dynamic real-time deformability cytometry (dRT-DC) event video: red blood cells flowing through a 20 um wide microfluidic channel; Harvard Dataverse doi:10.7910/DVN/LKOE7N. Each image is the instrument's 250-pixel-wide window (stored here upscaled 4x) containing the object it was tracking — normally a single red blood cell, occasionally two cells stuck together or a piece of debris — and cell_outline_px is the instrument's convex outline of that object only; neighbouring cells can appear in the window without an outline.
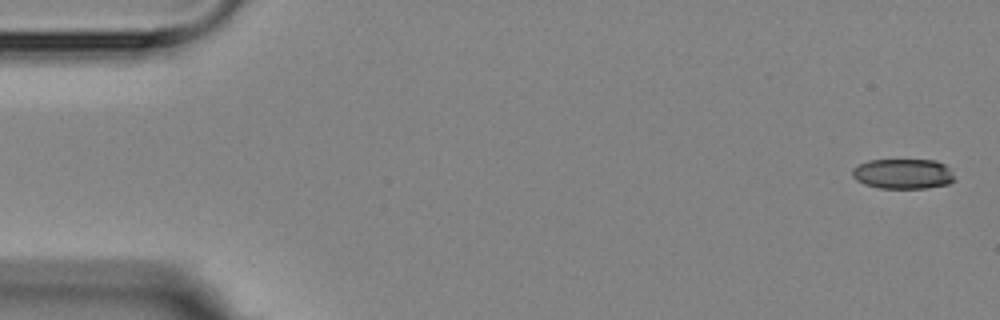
{"species": "Egyptian fruit bat (a non-hibernating species)", "species_latin": "Rousettus aegyptiacus", "temperature_condition": "room temperature", "stored_images_in_passage": 6, "camera_frame_rate_fps": 3000, "um_per_image_px": 0.085, "animal": {"sex": "female"}, "frame": {"image": 1, "passage_image": 1, "time_ms": 0.0, "image_size_px": [1000, 320], "cell_outline_px": [[956, 180], [948, 184], [928, 188], [880, 188], [864, 184], [856, 180], [852, 176], [852, 168], [868, 160], [936, 160], [952, 168]], "centroid_in_image_um": [76.8, 14.77], "position_along_channel_um": 8.2, "area_um2": 18.21}}
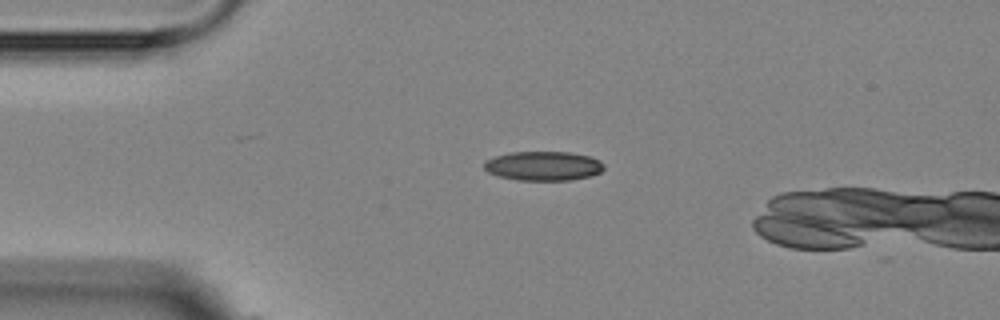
{"frame": {"image": 2, "passage_image": 4, "time_ms": 3.667, "image_size_px": [1000, 320], "cell_outline_px": [[604, 168], [600, 172], [592, 176], [568, 180], [516, 180], [500, 176], [488, 172], [484, 168], [484, 160], [496, 156], [512, 152], [568, 152], [588, 156], [600, 160], [604, 164]], "centroid_in_image_um": [46.19, 14.1], "position_along_channel_um": 38.8, "area_um2": 20.4}}